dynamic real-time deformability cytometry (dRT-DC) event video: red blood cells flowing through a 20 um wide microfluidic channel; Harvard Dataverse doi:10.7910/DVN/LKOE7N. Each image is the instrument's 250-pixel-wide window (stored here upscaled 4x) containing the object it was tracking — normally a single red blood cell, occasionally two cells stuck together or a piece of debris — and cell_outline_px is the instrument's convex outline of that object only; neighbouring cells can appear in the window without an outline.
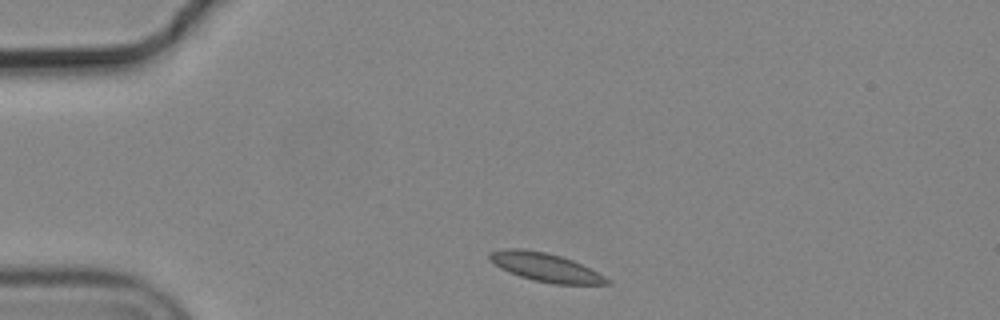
{"species": "common noctule bat (a hibernating species)", "species_latin": "Nyctalus noctula", "temperature_condition": "cold", "stored_images_in_passage": 2, "camera_frame_rate_fps": 3000, "um_per_image_px": 0.085, "animal": {"sex": "male", "body_mass_g": 19.2, "forearm_length_mm": 51.8}, "frame": {"image": 1, "passage_image": 1, "time_ms": 0.0, "image_size_px": [1000, 320], "cell_outline_px": [[612, 284], [552, 284], [520, 276], [508, 272], [500, 268], [488, 260], [488, 252], [504, 248], [520, 248], [544, 252], [560, 256], [572, 260], [604, 276]], "centroid_in_image_um": [46.28, 22.7], "position_along_channel_um": 38.7, "area_um2": 19.31}}